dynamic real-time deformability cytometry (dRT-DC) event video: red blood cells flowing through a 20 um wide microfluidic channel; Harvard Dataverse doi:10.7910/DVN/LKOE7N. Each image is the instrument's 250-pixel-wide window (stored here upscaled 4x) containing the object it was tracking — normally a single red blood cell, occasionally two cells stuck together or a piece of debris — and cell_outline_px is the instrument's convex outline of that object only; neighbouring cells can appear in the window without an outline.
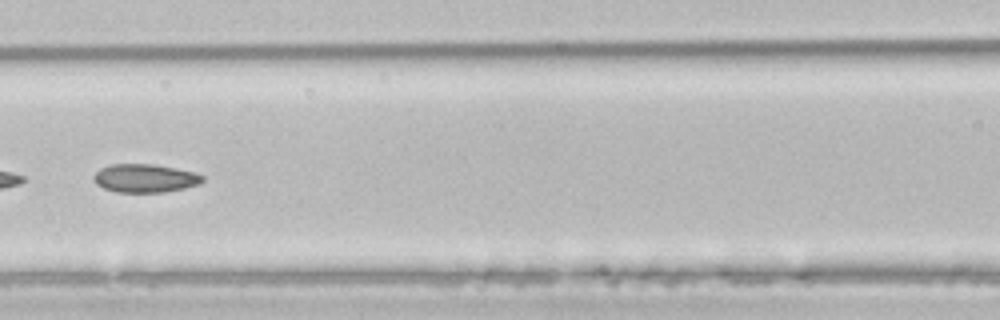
{"species": "common noctule bat (a hibernating species)", "species_latin": "Nyctalus noctula", "temperature_condition": "room temperature", "stored_images_in_passage": 50, "segment_of_instrument_passage": [2, 2], "camera_frame_rate_fps": 3000, "um_per_image_px": 0.085, "animal": {"sex": "male", "body_mass_g": 21.5, "forearm_length_mm": 52.0}, "frame": {"image": 1, "passage_image": 23, "time_ms": 7.333, "image_size_px": [1000, 320], "cell_outline_px": [[204, 180], [200, 184], [184, 188], [164, 192], [116, 192], [104, 188], [96, 184], [92, 176], [100, 168], [112, 164], [152, 164], [176, 168], [196, 172], [204, 176]], "centroid_in_image_um": [12.34, 15.15], "position_along_channel_um": 154.3, "area_um2": 18.09}}
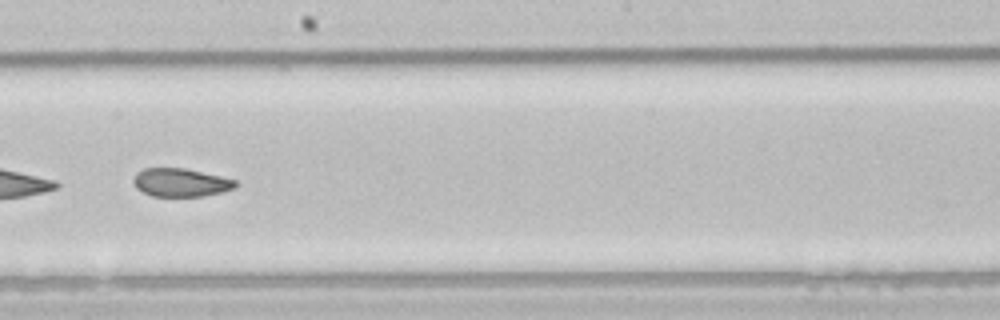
{"frame": {"image": 2, "passage_image": 29, "time_ms": 9.333, "image_size_px": [1000, 320], "cell_outline_px": [[240, 184], [236, 188], [224, 192], [204, 196], [152, 196], [136, 188], [132, 180], [136, 172], [144, 168], [184, 168], [220, 176], [236, 180]], "centroid_in_image_um": [15.39, 15.51], "position_along_channel_um": 232.8, "area_um2": 16.99}}
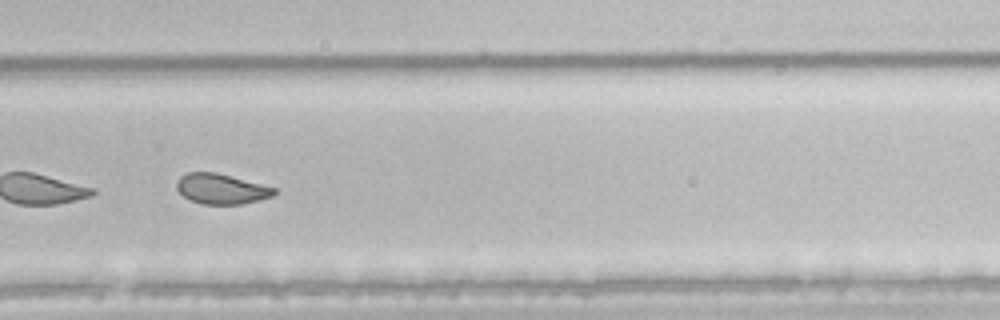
{"frame": {"image": 3, "passage_image": 35, "time_ms": 11.333, "image_size_px": [1000, 320], "cell_outline_px": [[276, 192], [272, 196], [260, 200], [244, 204], [204, 204], [192, 200], [184, 196], [176, 188], [176, 184], [180, 176], [188, 172], [216, 172], [276, 188]], "centroid_in_image_um": [18.82, 16.05], "position_along_channel_um": 311.0, "area_um2": 17.05}}